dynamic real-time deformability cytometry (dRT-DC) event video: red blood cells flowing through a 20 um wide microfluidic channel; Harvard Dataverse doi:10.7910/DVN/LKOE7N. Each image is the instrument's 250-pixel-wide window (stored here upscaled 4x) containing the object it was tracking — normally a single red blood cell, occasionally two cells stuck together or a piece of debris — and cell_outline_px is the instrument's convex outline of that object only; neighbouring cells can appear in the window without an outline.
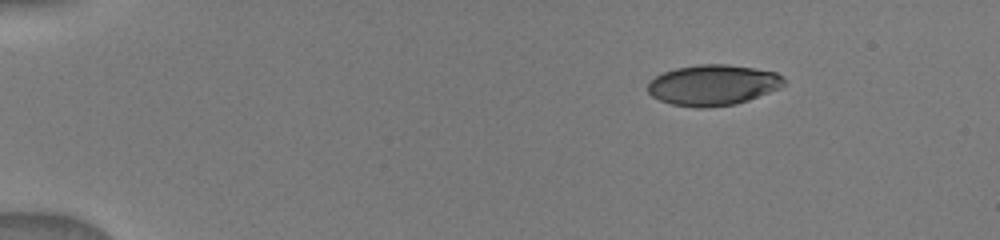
{"species": "human", "species_latin": "Homo sapiens", "temperature_condition": "warm", "stored_images_in_passage": 33, "camera_frame_rate_fps": 3000, "um_per_image_px": 0.085, "donor": {"sex": "male"}, "frame": {"image": 1, "passage_image": 1, "time_ms": 0.0, "image_size_px": [1000, 240], "cell_outline_px": [[784, 84], [780, 88], [748, 100], [736, 104], [704, 108], [700, 108], [672, 104], [660, 100], [652, 96], [648, 92], [648, 84], [656, 76], [664, 72], [676, 68], [696, 64], [728, 64], [776, 72], [784, 76]], "centroid_in_image_um": [60.61, 7.22], "position_along_channel_um": 24.4, "area_um2": 32.19}}
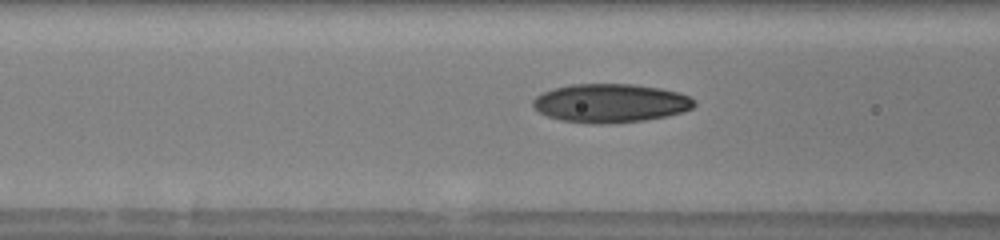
{"frame": {"image": 2, "passage_image": 12, "time_ms": 4.667, "image_size_px": [1000, 240], "cell_outline_px": [[696, 104], [692, 108], [684, 112], [668, 116], [644, 120], [604, 124], [592, 124], [560, 120], [548, 116], [540, 112], [532, 104], [532, 100], [536, 96], [544, 92], [556, 88], [572, 84], [632, 84], [660, 88], [680, 92], [696, 100]], "centroid_in_image_um": [51.93, 8.77], "position_along_channel_um": 114.7, "area_um2": 36.41}}
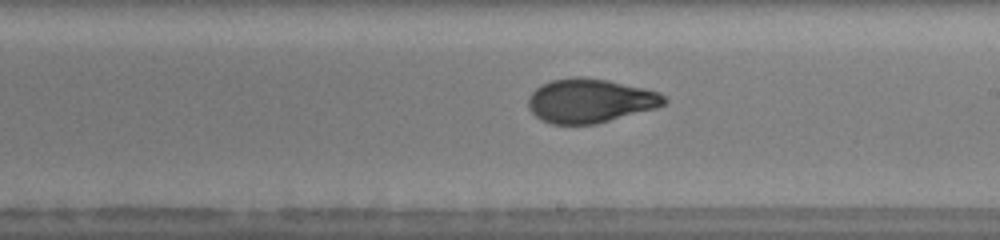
{"frame": {"image": 3, "passage_image": 21, "time_ms": 7.667, "image_size_px": [1000, 240], "cell_outline_px": [[668, 100], [664, 104], [656, 108], [596, 124], [552, 124], [540, 120], [528, 108], [528, 96], [540, 84], [552, 80], [572, 76], [584, 76], [608, 80], [644, 88], [660, 92]], "centroid_in_image_um": [50.14, 8.55], "position_along_channel_um": 238.9, "area_um2": 35.14}}